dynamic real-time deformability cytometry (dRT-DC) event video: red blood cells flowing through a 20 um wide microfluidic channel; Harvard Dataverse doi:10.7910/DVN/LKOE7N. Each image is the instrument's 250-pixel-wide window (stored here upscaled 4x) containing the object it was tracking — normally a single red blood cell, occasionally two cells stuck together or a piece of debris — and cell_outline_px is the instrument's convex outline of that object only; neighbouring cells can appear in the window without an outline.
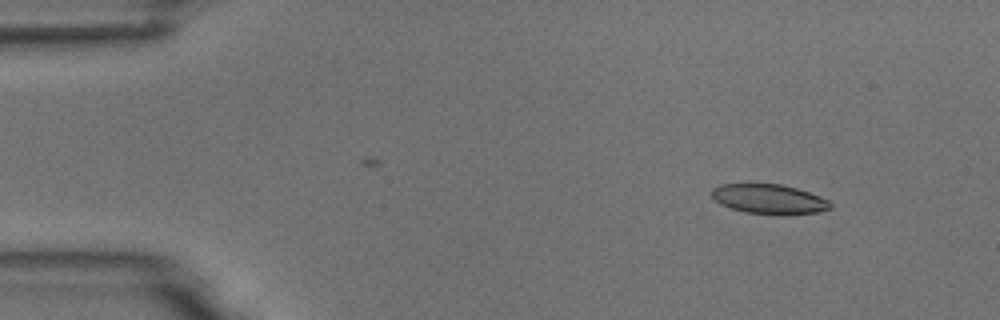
{"species": "common noctule bat (a hibernating species)", "species_latin": "Nyctalus noctula", "temperature_condition": "room temperature", "stored_images_in_passage": 4, "camera_frame_rate_fps": 3000, "um_per_image_px": 0.085, "animal": {"sex": "male", "body_mass_g": 18.8}, "frame": {"image": 1, "passage_image": 1, "time_ms": 0.0, "image_size_px": [1000, 320], "cell_outline_px": [[832, 208], [820, 212], [744, 212], [720, 204], [712, 196], [712, 188], [720, 184], [780, 184], [796, 188], [820, 196], [828, 200], [832, 204]], "centroid_in_image_um": [65.35, 16.88], "position_along_channel_um": 19.7, "area_um2": 19.65}}
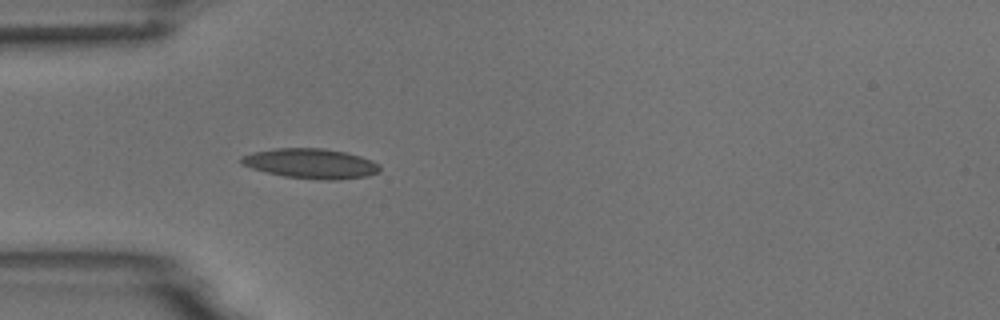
{"frame": {"image": 2, "passage_image": 4, "time_ms": 3.333, "image_size_px": [1000, 320], "cell_outline_px": [[380, 172], [368, 176], [336, 180], [316, 180], [284, 176], [264, 172], [240, 164], [240, 156], [252, 152], [276, 148], [324, 148], [344, 152], [360, 156], [372, 160], [380, 164]], "centroid_in_image_um": [26.41, 13.9], "position_along_channel_um": 58.6, "area_um2": 24.45}}